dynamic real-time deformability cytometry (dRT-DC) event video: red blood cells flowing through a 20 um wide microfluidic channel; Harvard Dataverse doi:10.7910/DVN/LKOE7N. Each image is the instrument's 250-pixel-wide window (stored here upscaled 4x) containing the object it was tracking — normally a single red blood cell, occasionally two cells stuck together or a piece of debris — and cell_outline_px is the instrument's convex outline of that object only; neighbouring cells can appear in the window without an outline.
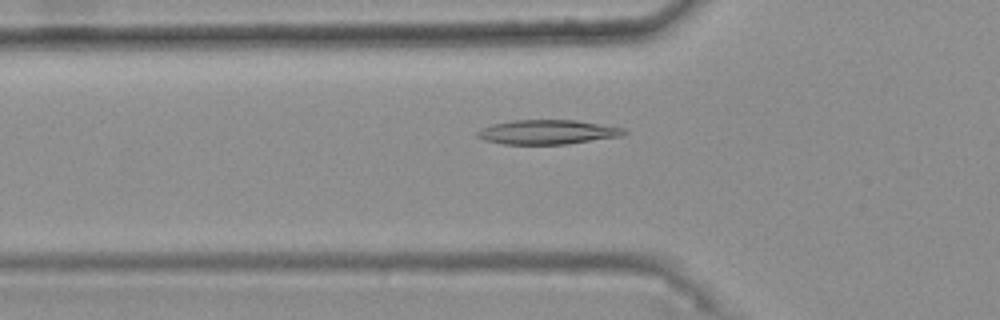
{"species": "common noctule bat (a hibernating species)", "species_latin": "Nyctalus noctula", "temperature_condition": "warm", "stored_images_in_passage": 49, "camera_frame_rate_fps": 3000, "um_per_image_px": 0.085, "animal": {"sex": "female", "body_mass_g": 25.1}, "frame": {"image": 1, "passage_image": 18, "time_ms": 5.667, "image_size_px": [1000, 320], "cell_outline_px": [[628, 132], [620, 136], [568, 144], [504, 144], [484, 140], [476, 136], [476, 132], [480, 128], [492, 124], [512, 120], [576, 120], [624, 128]], "centroid_in_image_um": [46.5, 11.22], "position_along_channel_um": 79.3, "area_um2": 20.87}}
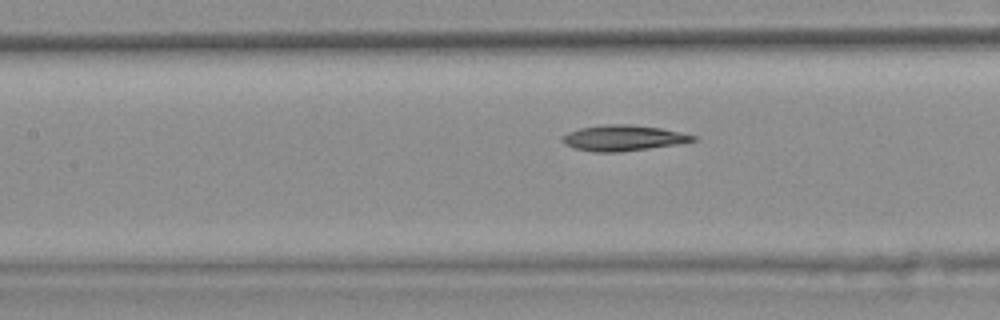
{"frame": {"image": 2, "passage_image": 24, "time_ms": 7.667, "image_size_px": [1000, 320], "cell_outline_px": [[696, 140], [684, 144], [620, 152], [592, 152], [572, 148], [564, 144], [560, 140], [560, 136], [568, 132], [580, 128], [604, 124], [628, 124], [660, 128], [680, 132], [696, 136]], "centroid_in_image_um": [52.95, 11.74], "position_along_channel_um": 154.5, "area_um2": 19.94}}
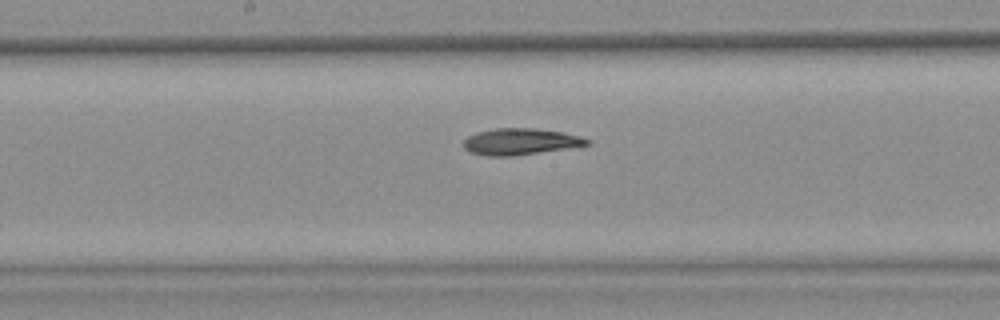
{"frame": {"image": 3, "passage_image": 28, "time_ms": 9.0, "image_size_px": [1000, 320], "cell_outline_px": [[592, 144], [512, 156], [488, 156], [472, 152], [464, 148], [464, 140], [468, 136], [476, 132], [496, 128], [536, 128], [564, 132], [580, 136], [592, 140]], "centroid_in_image_um": [44.26, 12.02], "position_along_channel_um": 203.9, "area_um2": 18.96}, "authors_computed_cell_mechanics": {"area_um2": 19.363, "velocity_mm_per_s": 3.7375, "shape_relaxation_time_tau1_ms": 10.363, "shape_relaxation_time_tau2_ms": 7.7874, "deformation_change_tau1": 0.195, "deformation_change_tau2": 0.1358}}